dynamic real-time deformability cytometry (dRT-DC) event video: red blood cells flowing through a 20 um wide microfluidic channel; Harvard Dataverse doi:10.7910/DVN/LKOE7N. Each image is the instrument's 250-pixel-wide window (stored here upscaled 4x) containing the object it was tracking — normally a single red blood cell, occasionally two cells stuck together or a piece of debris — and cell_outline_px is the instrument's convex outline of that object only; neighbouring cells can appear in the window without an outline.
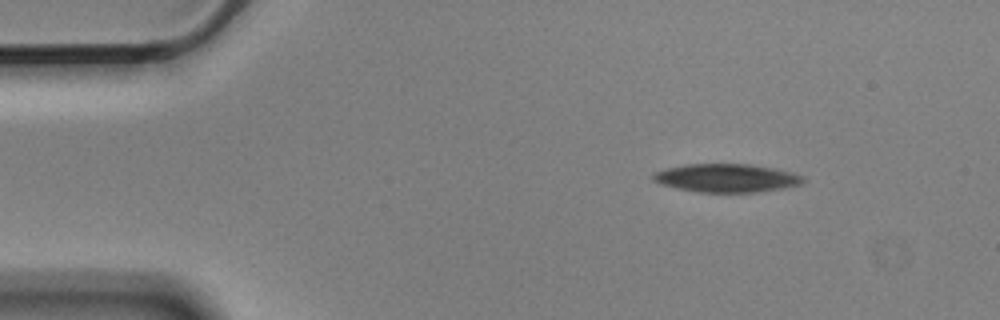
{"species": "Egyptian fruit bat (a non-hibernating species)", "species_latin": "Rousettus aegyptiacus", "temperature_condition": "cold", "stored_images_in_passage": 2, "camera_frame_rate_fps": 3000, "um_per_image_px": 0.085, "animal": {"sex": "male"}, "frame": {"image": 1, "passage_image": 1, "time_ms": 0.0, "image_size_px": [1000, 320], "cell_outline_px": [[804, 180], [800, 184], [784, 188], [760, 192], [696, 192], [660, 184], [652, 180], [652, 176], [656, 172], [668, 168], [684, 164], [748, 164], [772, 168], [792, 172], [804, 176]], "centroid_in_image_um": [61.76, 15.13], "position_along_channel_um": 23.2, "area_um2": 24.68}}